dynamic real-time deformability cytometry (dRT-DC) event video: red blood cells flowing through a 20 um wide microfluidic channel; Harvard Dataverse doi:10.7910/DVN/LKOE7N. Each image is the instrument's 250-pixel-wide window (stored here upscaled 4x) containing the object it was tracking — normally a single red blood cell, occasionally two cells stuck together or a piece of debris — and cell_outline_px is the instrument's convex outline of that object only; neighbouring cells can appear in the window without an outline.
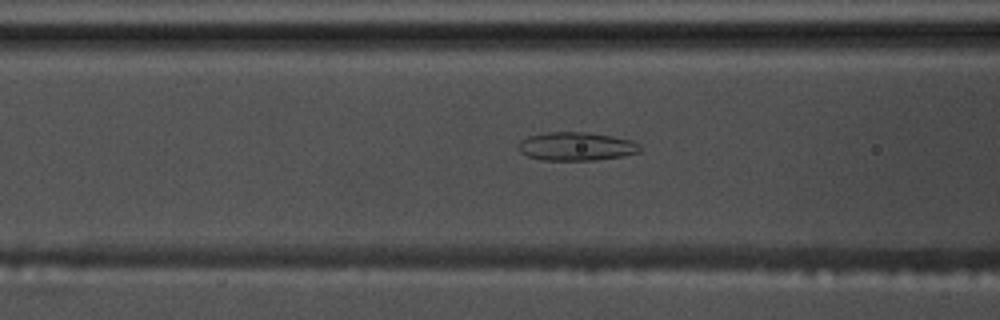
{"species": "common noctule bat (a hibernating species)", "species_latin": "Nyctalus noctula", "temperature_condition": "warm", "stored_images_in_passage": 50, "camera_frame_rate_fps": 3000, "um_per_image_px": 0.085, "animal": {"sex": "male", "body_mass_g": 17.5, "forearm_length_mm": 52.3}, "frame": {"image": 1, "passage_image": 16, "time_ms": 5.0, "image_size_px": [1000, 320], "cell_outline_px": [[640, 152], [624, 156], [596, 160], [540, 160], [528, 156], [520, 152], [516, 148], [520, 140], [528, 136], [544, 132], [588, 132], [612, 136], [632, 140], [640, 144]], "centroid_in_image_um": [48.96, 12.44], "position_along_channel_um": 117.6, "area_um2": 20.46}}
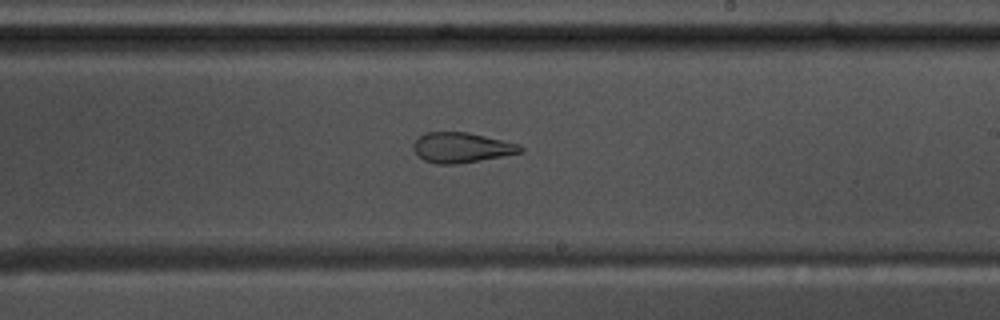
{"frame": {"image": 2, "passage_image": 27, "time_ms": 8.667, "image_size_px": [1000, 320], "cell_outline_px": [[524, 152], [480, 160], [456, 164], [436, 164], [424, 160], [416, 156], [412, 148], [412, 144], [424, 132], [468, 132], [520, 144], [524, 148]], "centroid_in_image_um": [39.21, 12.54], "position_along_channel_um": 249.8, "area_um2": 18.96}}
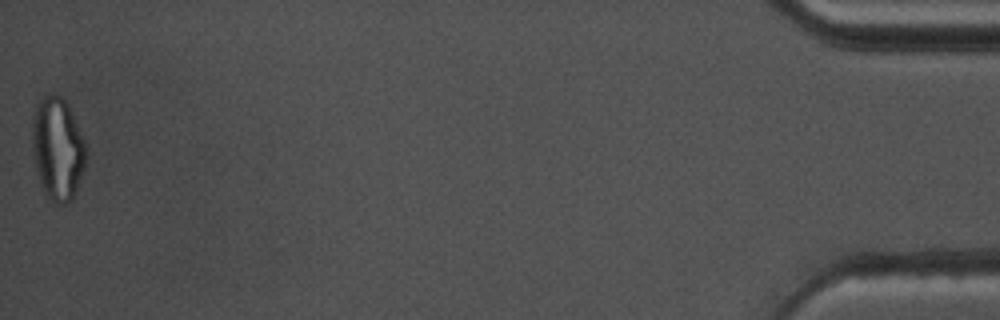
{"frame": {"image": 3, "passage_image": 50, "time_ms": 16.333, "image_size_px": [1000, 320], "cell_outline_px": [[84, 168], [76, 192], [72, 200], [68, 204], [56, 204], [44, 196], [36, 168], [32, 148], [32, 116], [36, 104], [48, 92], [52, 92], [60, 96], [68, 104], [84, 140]], "centroid_in_image_um": [4.86, 12.65], "position_along_channel_um": 430.3, "area_um2": 32.37}, "authors_computed_cell_mechanics": {"area_um2": 23.0911, "velocity_mm_per_s": 3.6112, "shape_relaxation_time_tau1_ms": null, "shape_relaxation_time_tau2_ms": 1.5996, "deformation_change_tau1": null, "deformation_change_tau2": 0.0899}}